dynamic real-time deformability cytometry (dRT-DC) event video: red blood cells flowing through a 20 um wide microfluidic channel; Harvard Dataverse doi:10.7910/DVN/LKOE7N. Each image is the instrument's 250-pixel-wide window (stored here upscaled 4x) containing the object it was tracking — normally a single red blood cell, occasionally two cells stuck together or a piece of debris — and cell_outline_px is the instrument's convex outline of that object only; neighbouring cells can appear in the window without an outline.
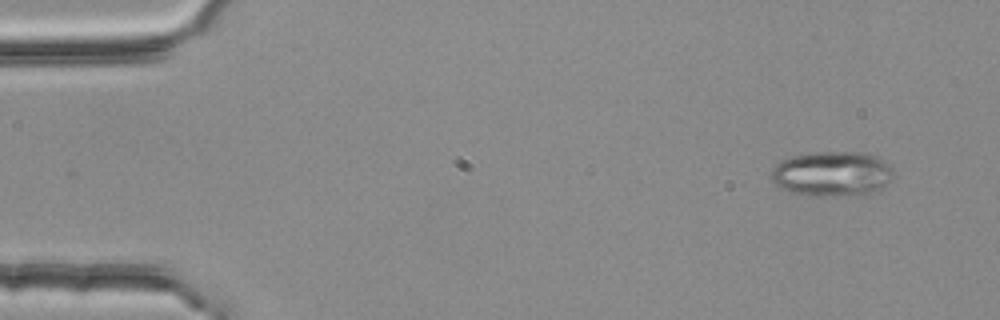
{"species": "common noctule bat (a hibernating species)", "species_latin": "Nyctalus noctula", "temperature_condition": "room temperature", "stored_images_in_passage": 2, "camera_frame_rate_fps": 3000, "um_per_image_px": 0.085, "animal": {"sex": "female", "body_mass_g": 25.1}, "frame": {"image": 1, "passage_image": 2, "time_ms": 0.333, "image_size_px": [1000, 320], "cell_outline_px": [[892, 180], [884, 188], [868, 192], [820, 196], [792, 192], [780, 188], [772, 180], [772, 168], [780, 160], [792, 156], [816, 152], [856, 152], [872, 156], [884, 160], [892, 168]], "centroid_in_image_um": [70.71, 14.75], "position_along_channel_um": 14.3, "area_um2": 31.44}}